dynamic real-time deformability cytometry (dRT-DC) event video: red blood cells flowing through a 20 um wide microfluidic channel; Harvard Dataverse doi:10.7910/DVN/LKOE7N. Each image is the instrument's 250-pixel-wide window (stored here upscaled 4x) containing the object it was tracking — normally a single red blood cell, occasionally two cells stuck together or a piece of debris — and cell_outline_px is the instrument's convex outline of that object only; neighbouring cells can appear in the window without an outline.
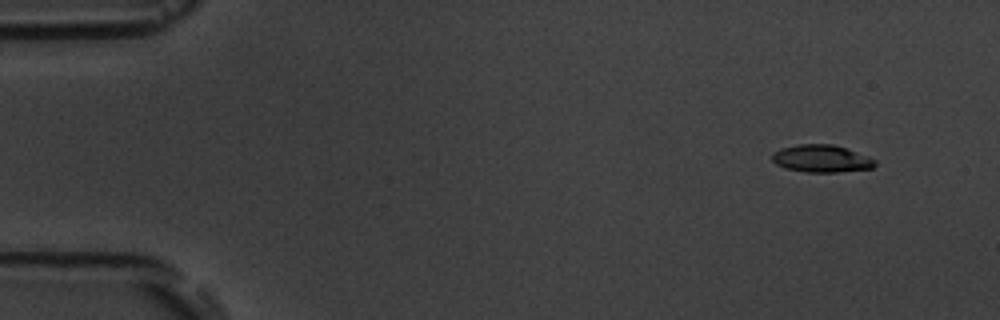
{"species": "common noctule bat (a hibernating species)", "species_latin": "Nyctalus noctula", "temperature_condition": "room temperature", "stored_images_in_passage": 15, "camera_frame_rate_fps": 3000, "um_per_image_px": 0.085, "animal": {"sex": "male", "body_mass_g": 19.5, "forearm_length_mm": 54.6}, "frame": {"image": 1, "passage_image": 2, "time_ms": 1.0, "image_size_px": [1000, 320], "cell_outline_px": [[876, 164], [872, 168], [836, 172], [808, 172], [784, 168], [776, 164], [772, 160], [772, 152], [780, 148], [800, 144], [832, 144], [868, 156], [876, 160]], "centroid_in_image_um": [69.79, 13.48], "position_along_channel_um": 15.2, "area_um2": 16.36}}
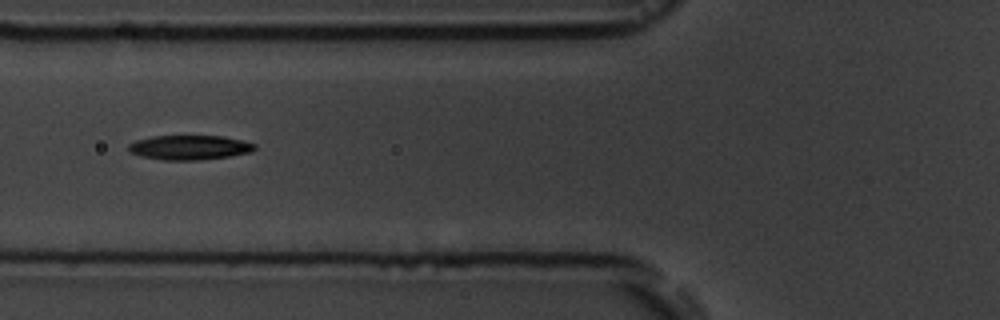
{"frame": {"image": 2, "passage_image": 6, "time_ms": 6.667, "image_size_px": [1000, 320], "cell_outline_px": [[256, 148], [252, 152], [228, 156], [196, 160], [164, 160], [140, 156], [132, 152], [128, 148], [128, 144], [136, 140], [152, 136], [224, 136], [256, 144]], "centroid_in_image_um": [16.11, 12.53], "position_along_channel_um": 109.7, "area_um2": 17.92}}
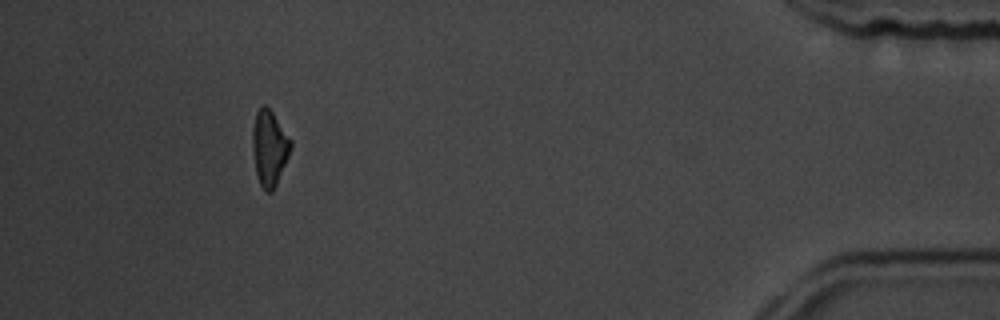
{"frame": {"image": 3, "passage_image": 14, "time_ms": 16.667, "image_size_px": [1000, 320], "cell_outline_px": [[292, 148], [276, 184], [272, 192], [264, 192], [256, 176], [252, 148], [252, 128], [256, 112], [264, 104], [272, 112], [292, 140]], "centroid_in_image_um": [22.89, 12.59], "position_along_channel_um": 412.3, "area_um2": 16.88}, "authors_computed_cell_mechanics": {"area_um2": 17.34, "velocity_mm_per_s": 3.6428, "shape_relaxation_time_tau1_ms": 2.8564, "shape_relaxation_time_tau2_ms": null, "deformation_change_tau1": 0.1246, "deformation_change_tau2": null}}